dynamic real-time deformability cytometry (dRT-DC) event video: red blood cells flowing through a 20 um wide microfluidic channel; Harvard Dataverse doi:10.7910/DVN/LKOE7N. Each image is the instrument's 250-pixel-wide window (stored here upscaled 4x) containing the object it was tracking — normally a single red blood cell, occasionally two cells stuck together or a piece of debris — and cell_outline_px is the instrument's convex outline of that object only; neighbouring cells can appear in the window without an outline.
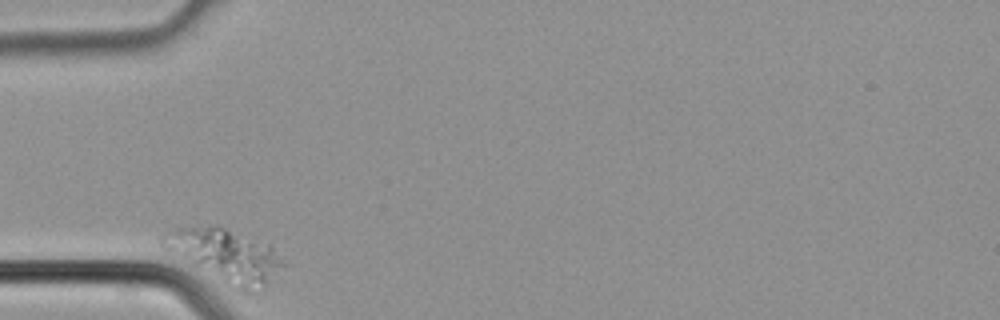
{"species": "common noctule bat (a hibernating species)", "species_latin": "Nyctalus noctula", "temperature_condition": "cold", "stored_images_in_passage": 23, "camera_frame_rate_fps": 3000, "um_per_image_px": 0.085, "animal": {"sex": "male", "body_mass_g": 21.5, "forearm_length_mm": 52.0}, "frame": {"image": 1, "passage_image": 1, "time_ms": 0.0, "image_size_px": [1000, 320], "cell_outline_px": [[284, 264], [264, 284], [252, 292], [236, 292], [164, 248], [160, 244], [160, 240], [164, 232], [176, 228], [224, 228], [268, 244], [272, 248]], "centroid_in_image_um": [19.1, 21.76], "position_along_channel_um": 65.9, "area_um2": 35.72}}
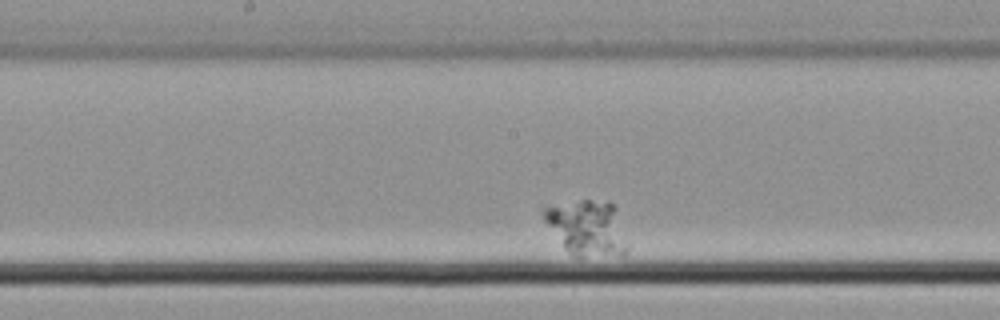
{"frame": {"image": 2, "passage_image": 11, "time_ms": 3.333, "image_size_px": [1000, 320], "cell_outline_px": [[628, 252], [624, 256], [572, 256], [564, 248], [544, 220], [540, 204], [580, 200], [608, 200], [616, 208], [628, 248]], "centroid_in_image_um": [49.86, 19.34], "position_along_channel_um": 198.3, "area_um2": 27.63}}
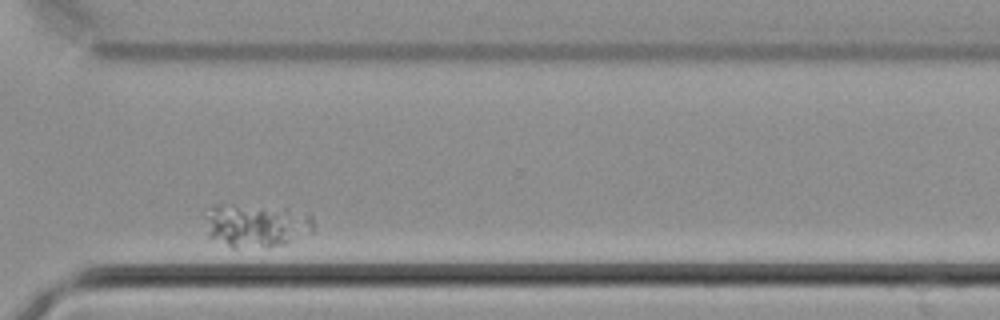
{"frame": {"image": 3, "passage_image": 21, "time_ms": 6.667, "image_size_px": [1000, 320], "cell_outline_px": [[288, 240], [284, 244], [268, 248], [232, 248], [208, 236], [204, 216], [212, 204], [232, 204], [264, 212], [276, 216], [284, 228]], "centroid_in_image_um": [20.73, 19.31], "position_along_channel_um": 349.9, "area_um2": 20.58}}